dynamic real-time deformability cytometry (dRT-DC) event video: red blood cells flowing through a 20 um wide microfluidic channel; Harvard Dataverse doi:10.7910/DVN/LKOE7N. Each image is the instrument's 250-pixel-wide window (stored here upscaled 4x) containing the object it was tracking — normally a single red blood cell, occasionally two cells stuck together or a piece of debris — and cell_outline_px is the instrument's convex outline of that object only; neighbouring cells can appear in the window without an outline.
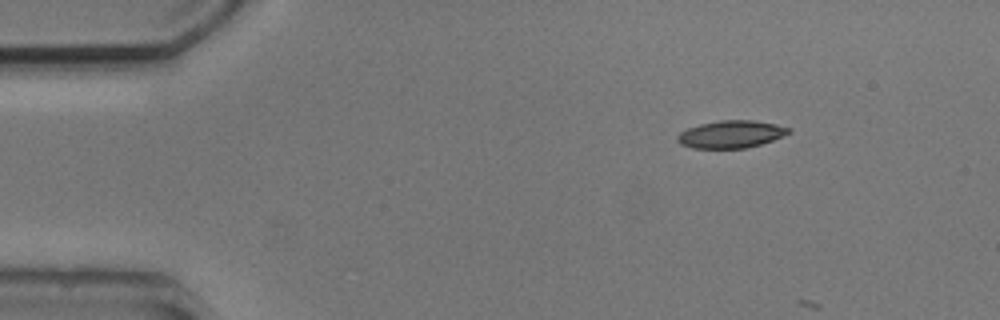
{"species": "common noctule bat (a hibernating species)", "species_latin": "Nyctalus noctula", "temperature_condition": "cold", "stored_images_in_passage": 4, "camera_frame_rate_fps": 3000, "um_per_image_px": 0.085, "animal": {"sex": "male", "body_mass_g": 20.5, "forearm_length_mm": 52.5}, "frame": {"image": 1, "passage_image": 1, "time_ms": 0.0, "image_size_px": [1000, 320], "cell_outline_px": [[792, 132], [772, 140], [748, 148], [692, 148], [680, 144], [676, 140], [676, 136], [680, 132], [688, 128], [700, 124], [720, 120], [752, 120], [776, 124], [792, 128]], "centroid_in_image_um": [62.13, 11.41], "position_along_channel_um": 22.9, "area_um2": 17.86}}